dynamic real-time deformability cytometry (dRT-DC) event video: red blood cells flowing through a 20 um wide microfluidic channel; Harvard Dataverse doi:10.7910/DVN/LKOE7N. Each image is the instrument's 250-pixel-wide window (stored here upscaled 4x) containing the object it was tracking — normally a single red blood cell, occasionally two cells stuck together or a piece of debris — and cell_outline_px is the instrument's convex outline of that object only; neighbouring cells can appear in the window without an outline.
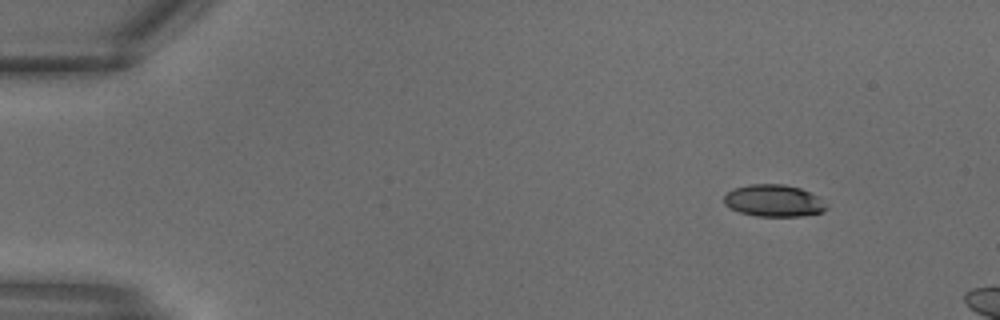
{"species": "common noctule bat (a hibernating species)", "species_latin": "Nyctalus noctula", "temperature_condition": "warm", "stored_images_in_passage": 6, "camera_frame_rate_fps": 3000, "um_per_image_px": 0.085, "animal": {"sex": "male", "body_mass_g": 18.8}, "frame": {"image": 1, "passage_image": 3, "time_ms": 0.667, "image_size_px": [1000, 320], "cell_outline_px": [[828, 208], [824, 212], [800, 216], [756, 216], [740, 212], [724, 204], [724, 196], [732, 188], [748, 184], [784, 184], [800, 188], [816, 196], [828, 204]], "centroid_in_image_um": [65.77, 17.05], "position_along_channel_um": 19.2, "area_um2": 19.13}}